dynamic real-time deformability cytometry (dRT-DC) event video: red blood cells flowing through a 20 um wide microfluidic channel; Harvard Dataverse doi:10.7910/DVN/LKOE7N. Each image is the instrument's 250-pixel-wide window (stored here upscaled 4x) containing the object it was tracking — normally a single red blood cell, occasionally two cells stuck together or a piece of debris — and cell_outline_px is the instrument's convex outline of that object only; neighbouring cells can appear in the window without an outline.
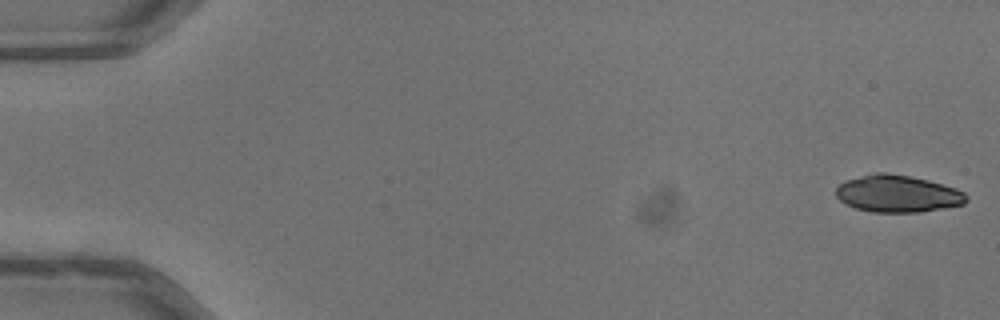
{"species": "common noctule bat (a hibernating species)", "species_latin": "Nyctalus noctula", "temperature_condition": "warm", "stored_images_in_passage": 51, "camera_frame_rate_fps": 3000, "um_per_image_px": 0.085, "animal": {"sex": "male", "body_mass_g": 13.3}, "frame": {"image": 1, "passage_image": 1, "time_ms": 0.0, "image_size_px": [1000, 320], "cell_outline_px": [[968, 200], [964, 204], [944, 208], [920, 212], [872, 212], [856, 208], [840, 200], [836, 196], [836, 188], [844, 180], [876, 172], [888, 172], [928, 180], [956, 188], [964, 192], [968, 196]], "centroid_in_image_um": [76.31, 16.46], "position_along_channel_um": 8.7, "area_um2": 28.21}}
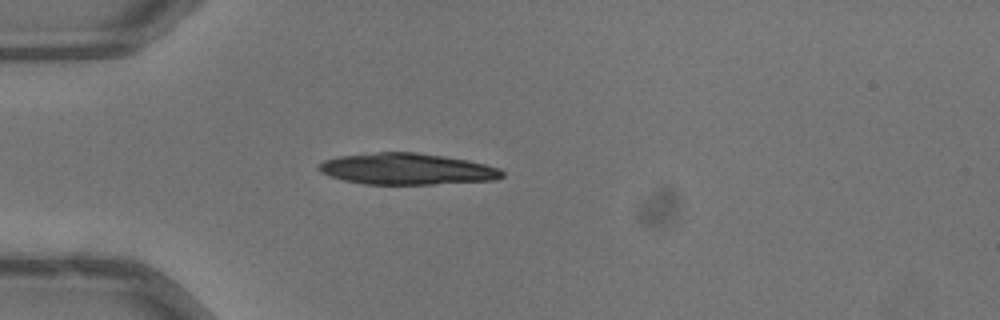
{"frame": {"image": 2, "passage_image": 15, "time_ms": 4.667, "image_size_px": [1000, 320], "cell_outline_px": [[504, 176], [496, 180], [432, 184], [364, 184], [344, 180], [320, 172], [316, 168], [324, 160], [340, 156], [376, 152], [416, 152], [444, 156], [468, 160], [500, 168], [504, 172]], "centroid_in_image_um": [34.61, 14.36], "position_along_channel_um": 50.4, "area_um2": 33.47}}